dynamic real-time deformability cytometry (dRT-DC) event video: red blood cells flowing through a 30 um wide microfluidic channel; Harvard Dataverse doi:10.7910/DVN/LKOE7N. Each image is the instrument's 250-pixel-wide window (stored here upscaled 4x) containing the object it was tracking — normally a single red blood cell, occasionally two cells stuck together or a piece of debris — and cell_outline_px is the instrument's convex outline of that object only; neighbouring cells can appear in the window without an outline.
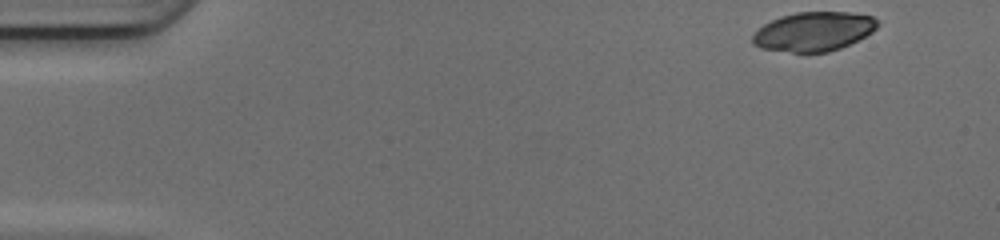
{"species": "common noctule bat (a hibernating species)", "species_latin": "Nyctalus noctula", "temperature_condition": "cold", "stored_images_in_passage": 46, "camera_frame_rate_fps": 3000, "um_per_image_px": 0.085, "animal": {"sex": "female", "body_mass_g": 17.0, "forearm_length_mm": 48.0}, "frame": {"image": 1, "passage_image": 1, "time_ms": 0.0, "image_size_px": [1000, 240], "cell_outline_px": [[880, 24], [872, 32], [840, 48], [828, 52], [792, 52], [760, 48], [752, 44], [752, 36], [764, 24], [780, 16], [796, 12], [848, 12], [872, 16], [880, 20]], "centroid_in_image_um": [69.17, 2.67], "position_along_channel_um": 15.8, "area_um2": 28.44}}